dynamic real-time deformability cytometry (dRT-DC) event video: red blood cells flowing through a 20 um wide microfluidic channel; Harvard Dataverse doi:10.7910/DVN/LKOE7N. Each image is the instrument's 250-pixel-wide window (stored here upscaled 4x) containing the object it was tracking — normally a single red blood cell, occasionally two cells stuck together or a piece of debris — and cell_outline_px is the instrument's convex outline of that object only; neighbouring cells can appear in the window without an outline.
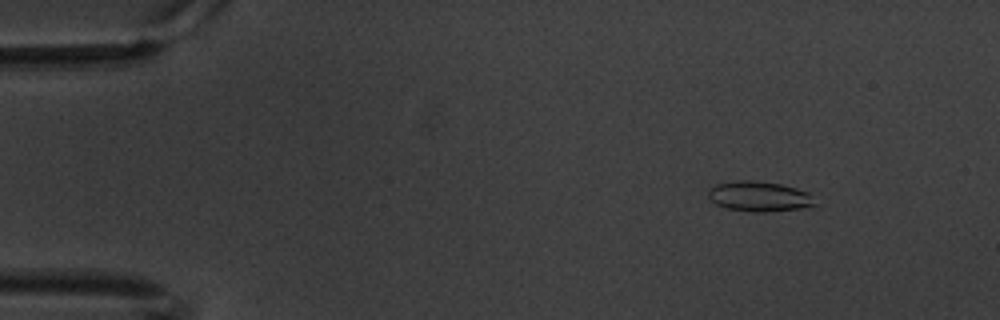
{"species": "common noctule bat (a hibernating species)", "species_latin": "Nyctalus noctula", "temperature_condition": "warm", "stored_images_in_passage": 6, "camera_frame_rate_fps": 3000, "um_per_image_px": 0.085, "animal": {"sex": "male", "body_mass_g": 20.1, "forearm_length_mm": 53.5}, "frame": {"image": 1, "passage_image": 3, "time_ms": 0.667, "image_size_px": [1000, 320], "cell_outline_px": [[816, 204], [800, 208], [764, 212], [752, 212], [728, 208], [716, 204], [708, 196], [708, 188], [716, 184], [740, 180], [752, 180], [780, 184], [796, 188], [808, 192]], "centroid_in_image_um": [64.49, 16.69], "position_along_channel_um": 20.5, "area_um2": 18.5}}